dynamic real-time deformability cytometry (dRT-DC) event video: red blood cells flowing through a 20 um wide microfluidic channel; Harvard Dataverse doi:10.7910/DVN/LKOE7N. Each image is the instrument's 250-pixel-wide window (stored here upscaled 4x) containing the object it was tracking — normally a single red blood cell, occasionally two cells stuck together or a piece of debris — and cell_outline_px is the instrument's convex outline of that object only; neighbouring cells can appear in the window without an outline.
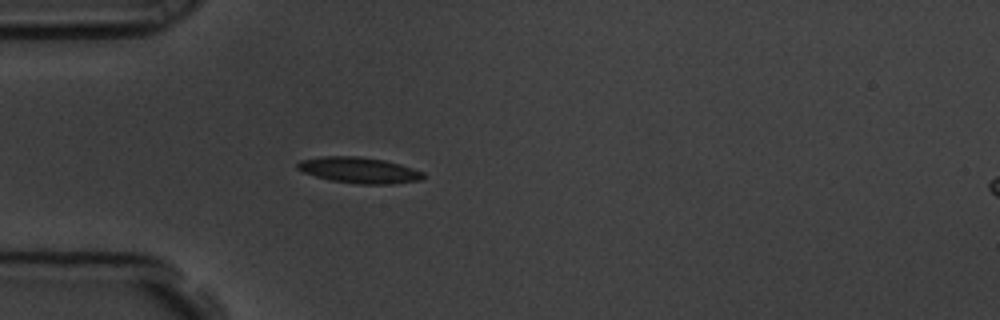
{"species": "common noctule bat (a hibernating species)", "species_latin": "Nyctalus noctula", "temperature_condition": "room temperature", "stored_images_in_passage": 5, "camera_frame_rate_fps": 3000, "um_per_image_px": 0.085, "animal": {"sex": "male", "body_mass_g": 19.5, "forearm_length_mm": 54.6}, "frame": {"image": 1, "passage_image": 5, "time_ms": 1.333, "image_size_px": [1000, 320], "cell_outline_px": [[424, 176], [420, 180], [392, 184], [360, 184], [332, 180], [316, 176], [304, 172], [296, 168], [296, 164], [300, 160], [320, 156], [360, 156], [384, 160], [400, 164], [424, 172]], "centroid_in_image_um": [30.52, 14.45], "position_along_channel_um": 54.5, "area_um2": 18.96}}